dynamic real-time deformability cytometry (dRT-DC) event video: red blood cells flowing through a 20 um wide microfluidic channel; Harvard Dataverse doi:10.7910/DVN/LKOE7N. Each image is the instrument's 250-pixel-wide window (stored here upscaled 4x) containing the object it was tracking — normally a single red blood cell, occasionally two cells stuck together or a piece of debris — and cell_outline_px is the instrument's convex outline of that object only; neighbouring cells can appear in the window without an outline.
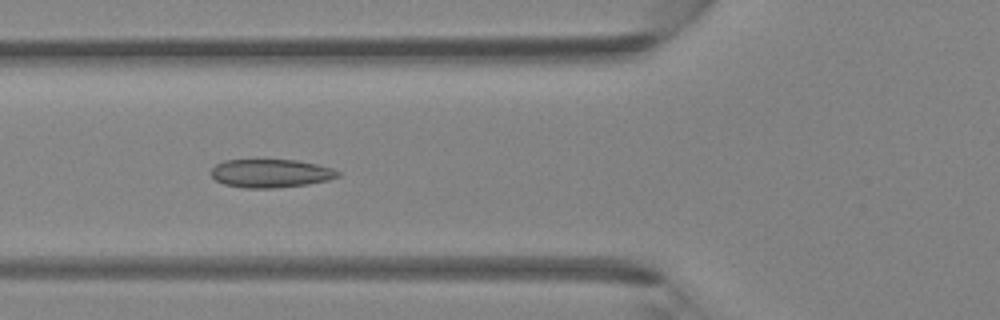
{"species": "Egyptian fruit bat (a non-hibernating species)", "species_latin": "Rousettus aegyptiacus", "temperature_condition": "room temperature", "stored_images_in_passage": 5, "camera_frame_rate_fps": 3000, "um_per_image_px": 0.085, "animal": {"sex": "female"}, "frame": {"image": 1, "passage_image": 5, "time_ms": 1.333, "image_size_px": [1000, 320], "cell_outline_px": [[340, 176], [328, 180], [308, 184], [276, 188], [244, 188], [224, 184], [216, 180], [212, 176], [212, 168], [216, 164], [224, 160], [296, 160], [316, 164], [332, 168], [340, 172]], "centroid_in_image_um": [23.02, 14.74], "position_along_channel_um": 102.8, "area_um2": 20.92}}